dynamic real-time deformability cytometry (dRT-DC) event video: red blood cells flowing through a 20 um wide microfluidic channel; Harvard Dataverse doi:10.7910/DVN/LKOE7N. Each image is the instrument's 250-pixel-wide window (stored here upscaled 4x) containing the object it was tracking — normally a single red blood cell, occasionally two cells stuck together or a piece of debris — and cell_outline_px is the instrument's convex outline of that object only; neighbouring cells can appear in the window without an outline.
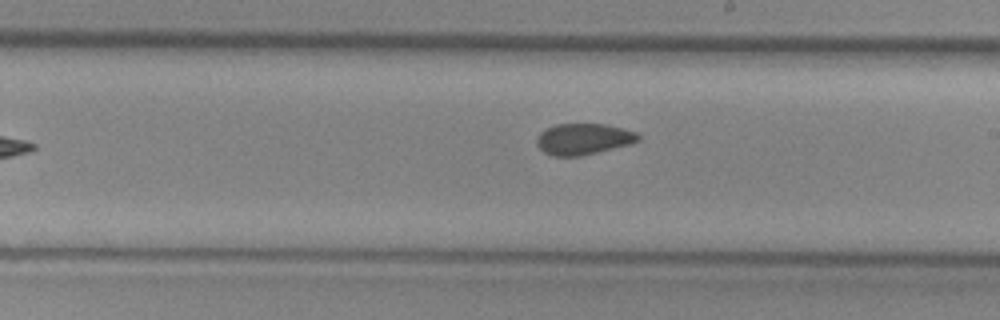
{"species": "common noctule bat (a hibernating species)", "species_latin": "Nyctalus noctula", "temperature_condition": "cold", "stored_images_in_passage": 10, "camera_frame_rate_fps": 3000, "um_per_image_px": 0.085, "animal": {"sex": "female", "body_mass_g": 29.2, "forearm_length_mm": 56.3}, "frame": {"image": 1, "passage_image": 10, "time_ms": 3.0, "image_size_px": [1000, 320], "cell_outline_px": [[640, 140], [632, 144], [580, 156], [552, 156], [544, 152], [536, 144], [536, 140], [540, 132], [556, 124], [608, 124], [624, 128], [636, 132], [640, 136]], "centroid_in_image_um": [49.62, 11.81], "position_along_channel_um": 239.4, "area_um2": 18.55}}